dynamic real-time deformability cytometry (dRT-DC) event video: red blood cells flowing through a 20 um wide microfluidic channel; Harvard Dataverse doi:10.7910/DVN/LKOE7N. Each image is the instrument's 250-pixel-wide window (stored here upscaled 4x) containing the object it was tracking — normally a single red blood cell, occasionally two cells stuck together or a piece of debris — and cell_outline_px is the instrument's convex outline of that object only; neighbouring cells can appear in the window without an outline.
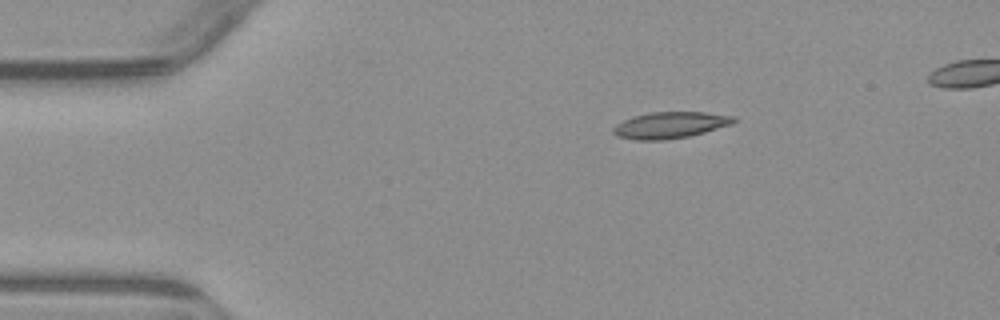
{"species": "common noctule bat (a hibernating species)", "species_latin": "Nyctalus noctula", "temperature_condition": "warm", "stored_images_in_passage": 5, "camera_frame_rate_fps": 3000, "um_per_image_px": 0.085, "animal": {"sex": "male", "body_mass_g": 23.1, "forearm_length_mm": 52.7}, "frame": {"image": 1, "passage_image": 1, "time_ms": 0.0, "image_size_px": [1000, 320], "cell_outline_px": [[736, 120], [732, 124], [704, 132], [688, 136], [664, 140], [636, 140], [616, 136], [612, 132], [612, 128], [616, 124], [624, 120], [636, 116], [652, 112], [704, 112], [736, 116]], "centroid_in_image_um": [56.96, 10.63], "position_along_channel_um": 28.0, "area_um2": 18.44}}
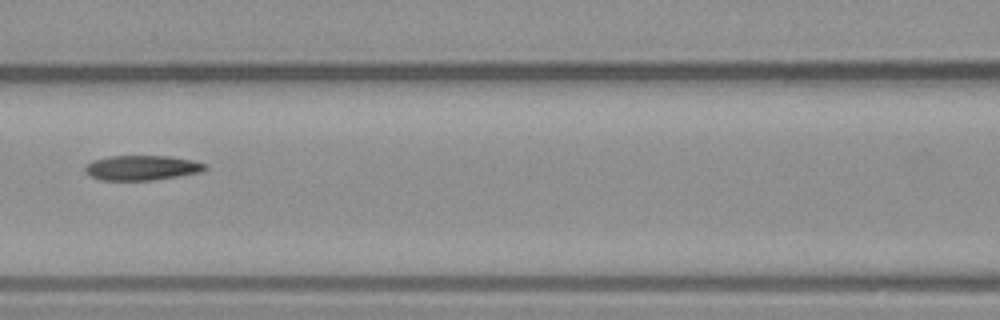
{"frame": {"image": 2, "passage_image": 4, "time_ms": 4.667, "image_size_px": [1000, 320], "cell_outline_px": [[208, 168], [204, 172], [152, 180], [100, 180], [84, 172], [84, 168], [92, 160], [108, 156], [172, 156], [192, 160], [208, 164]], "centroid_in_image_um": [12.1, 14.26], "position_along_channel_um": 154.5, "area_um2": 17.57}}
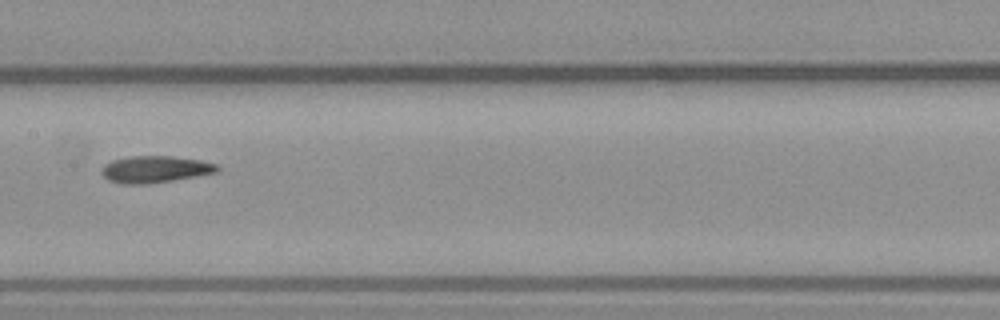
{"frame": {"image": 3, "passage_image": 5, "time_ms": 5.667, "image_size_px": [1000, 320], "cell_outline_px": [[220, 172], [148, 184], [120, 184], [108, 180], [100, 172], [100, 168], [104, 164], [112, 160], [132, 156], [172, 156], [200, 160], [216, 164], [220, 168]], "centroid_in_image_um": [13.16, 14.39], "position_along_channel_um": 194.2, "area_um2": 18.21}}